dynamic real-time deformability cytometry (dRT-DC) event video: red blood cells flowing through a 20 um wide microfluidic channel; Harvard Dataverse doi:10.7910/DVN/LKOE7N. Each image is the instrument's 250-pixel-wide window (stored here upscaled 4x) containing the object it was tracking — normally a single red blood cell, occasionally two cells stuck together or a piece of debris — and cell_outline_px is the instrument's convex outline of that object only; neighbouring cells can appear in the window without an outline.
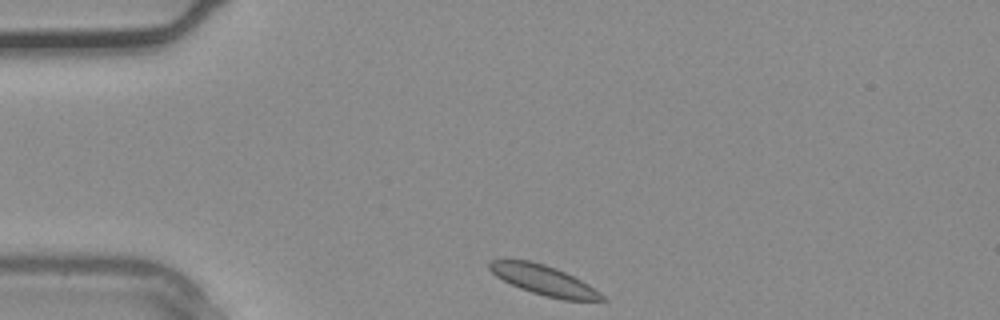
{"species": "common noctule bat (a hibernating species)", "species_latin": "Nyctalus noctula", "temperature_condition": "warm", "stored_images_in_passage": 24, "camera_frame_rate_fps": 3000, "um_per_image_px": 0.085, "animal": {"sex": "male", "body_mass_g": 20.4}, "frame": {"image": 1, "passage_image": 1, "time_ms": 0.0, "image_size_px": [1000, 320], "cell_outline_px": [[608, 300], [564, 300], [544, 296], [520, 288], [496, 276], [488, 268], [488, 260], [528, 260], [544, 264], [556, 268], [588, 284], [600, 292]], "centroid_in_image_um": [46.21, 23.81], "position_along_channel_um": 38.8, "area_um2": 19.31}}